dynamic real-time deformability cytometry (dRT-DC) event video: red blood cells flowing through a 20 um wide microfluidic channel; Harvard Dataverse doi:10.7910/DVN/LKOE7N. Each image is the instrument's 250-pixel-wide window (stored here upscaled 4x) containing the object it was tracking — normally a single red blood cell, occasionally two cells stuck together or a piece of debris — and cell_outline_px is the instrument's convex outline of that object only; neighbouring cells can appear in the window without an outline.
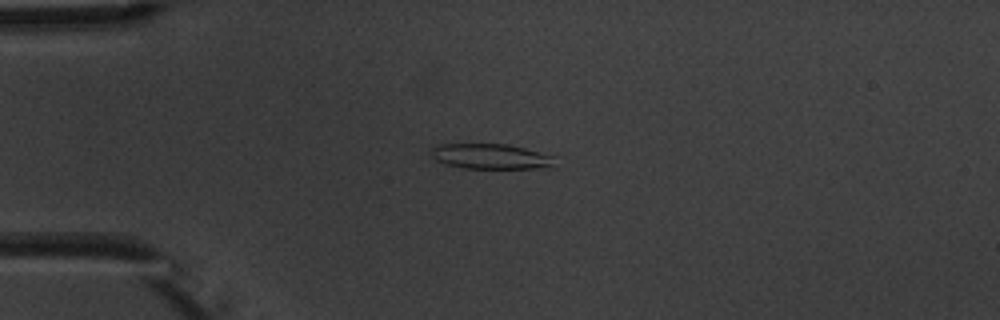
{"species": "common noctule bat (a hibernating species)", "species_latin": "Nyctalus noctula", "temperature_condition": "warm", "stored_images_in_passage": 3, "camera_frame_rate_fps": 3000, "um_per_image_px": 0.085, "animal": {"sex": "male", "body_mass_g": 20.1, "forearm_length_mm": 53.5}, "frame": {"image": 1, "passage_image": 2, "time_ms": 1.333, "image_size_px": [1000, 320], "cell_outline_px": [[552, 168], [464, 168], [444, 164], [436, 160], [432, 156], [428, 148], [440, 144], [508, 144], [524, 148], [552, 156]], "centroid_in_image_um": [41.63, 13.29], "position_along_channel_um": 43.4, "area_um2": 18.09}}